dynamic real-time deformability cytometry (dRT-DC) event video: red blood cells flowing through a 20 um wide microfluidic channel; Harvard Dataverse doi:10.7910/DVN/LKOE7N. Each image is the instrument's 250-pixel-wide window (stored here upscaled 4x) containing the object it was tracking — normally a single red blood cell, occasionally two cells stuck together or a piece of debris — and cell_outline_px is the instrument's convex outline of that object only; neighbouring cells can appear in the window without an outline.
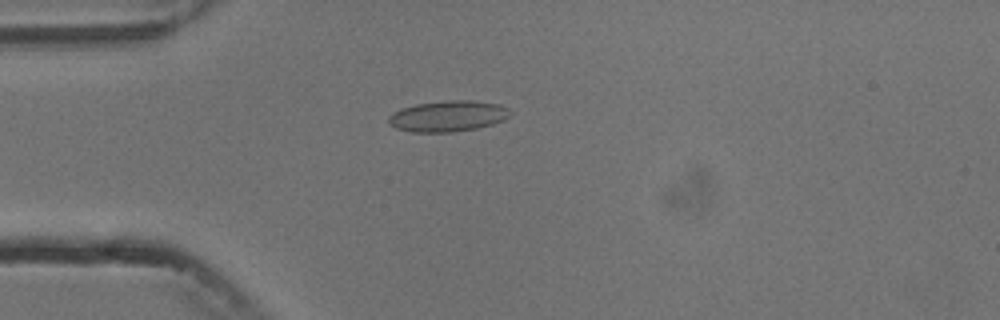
{"species": "common noctule bat (a hibernating species)", "species_latin": "Nyctalus noctula", "temperature_condition": "cold", "stored_images_in_passage": 4, "camera_frame_rate_fps": 3000, "um_per_image_px": 0.085, "animal": {"sex": "male", "body_mass_g": 13.3}, "frame": {"image": 1, "passage_image": 4, "time_ms": 3.333, "image_size_px": [1000, 320], "cell_outline_px": [[512, 112], [504, 120], [492, 124], [476, 128], [452, 132], [412, 132], [396, 128], [388, 124], [388, 116], [392, 112], [400, 108], [416, 104], [448, 100], [472, 100], [500, 104], [508, 108]], "centroid_in_image_um": [38.05, 9.86], "position_along_channel_um": 46.9, "area_um2": 22.08}}